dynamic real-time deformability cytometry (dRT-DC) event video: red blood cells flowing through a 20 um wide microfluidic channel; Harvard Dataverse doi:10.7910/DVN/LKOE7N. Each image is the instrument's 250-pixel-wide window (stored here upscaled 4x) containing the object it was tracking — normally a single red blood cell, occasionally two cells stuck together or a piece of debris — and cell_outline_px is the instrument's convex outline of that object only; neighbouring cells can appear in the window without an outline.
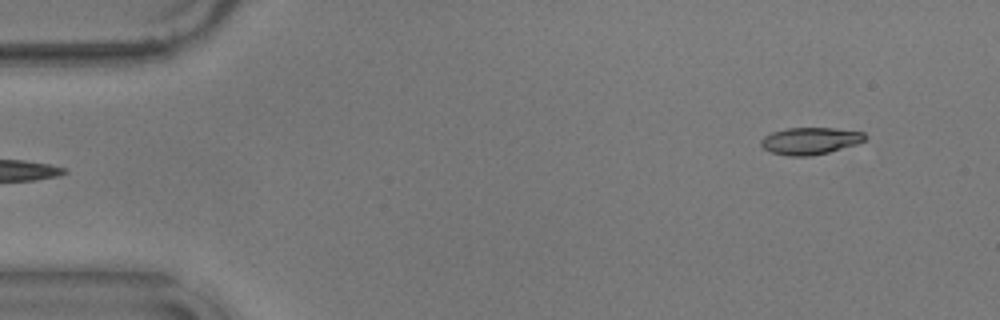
{"species": "common noctule bat (a hibernating species)", "species_latin": "Nyctalus noctula", "temperature_condition": "warm", "stored_images_in_passage": 53, "camera_frame_rate_fps": 3000, "um_per_image_px": 0.085, "animal": {"sex": "male", "body_mass_g": 17.9}, "frame": {"image": 1, "passage_image": 2, "time_ms": 0.333, "image_size_px": [1000, 320], "cell_outline_px": [[864, 140], [856, 144], [828, 152], [812, 156], [788, 156], [772, 152], [764, 148], [760, 144], [760, 140], [764, 136], [772, 132], [788, 128], [836, 128], [864, 132]], "centroid_in_image_um": [68.84, 11.97], "position_along_channel_um": 16.2, "area_um2": 16.24}}
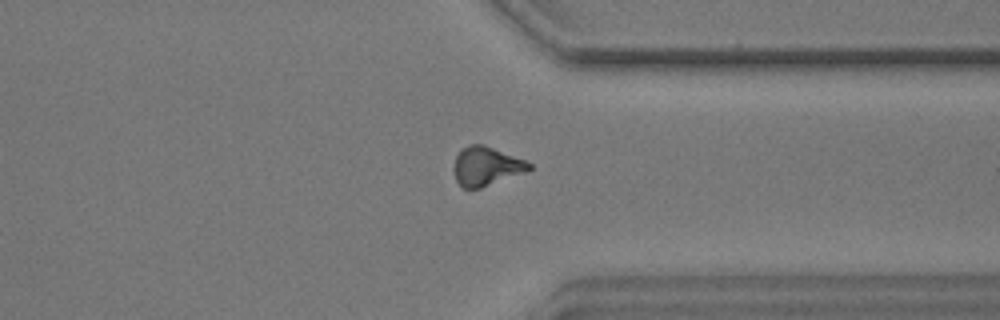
{"frame": {"image": 2, "passage_image": 40, "time_ms": 13.0, "image_size_px": [1000, 320], "cell_outline_px": [[532, 168], [524, 172], [480, 188], [464, 188], [456, 180], [452, 168], [456, 156], [460, 148], [472, 144], [484, 144], [524, 160], [532, 164]], "centroid_in_image_um": [41.29, 14.11], "position_along_channel_um": 370.1, "area_um2": 16.94}}
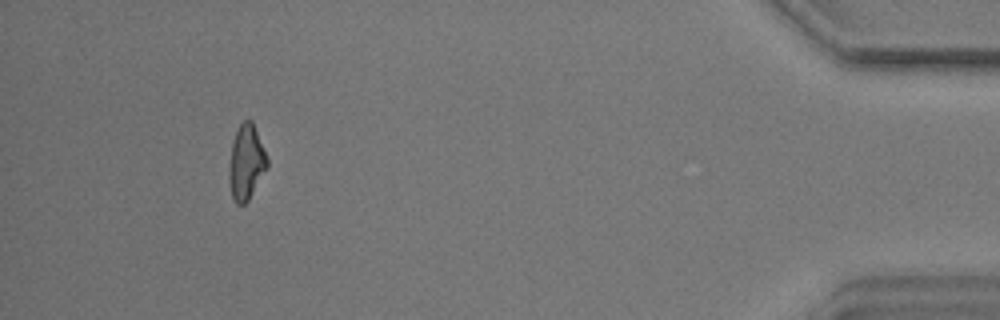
{"frame": {"image": 3, "passage_image": 49, "time_ms": 16.0, "image_size_px": [1000, 320], "cell_outline_px": [[268, 168], [248, 200], [244, 204], [236, 204], [232, 196], [228, 180], [228, 172], [232, 140], [240, 124], [244, 120], [252, 120], [268, 160]], "centroid_in_image_um": [20.92, 13.81], "position_along_channel_um": 414.3, "area_um2": 16.65}, "authors_computed_cell_mechanics": {"area_um2": 16.9354, "velocity_mm_per_s": 3.5879, "shape_relaxation_time_tau1_ms": 3.865, "shape_relaxation_time_tau2_ms": 5.2388, "deformation_change_tau1": 0.1341, "deformation_change_tau2": 0.1359}}